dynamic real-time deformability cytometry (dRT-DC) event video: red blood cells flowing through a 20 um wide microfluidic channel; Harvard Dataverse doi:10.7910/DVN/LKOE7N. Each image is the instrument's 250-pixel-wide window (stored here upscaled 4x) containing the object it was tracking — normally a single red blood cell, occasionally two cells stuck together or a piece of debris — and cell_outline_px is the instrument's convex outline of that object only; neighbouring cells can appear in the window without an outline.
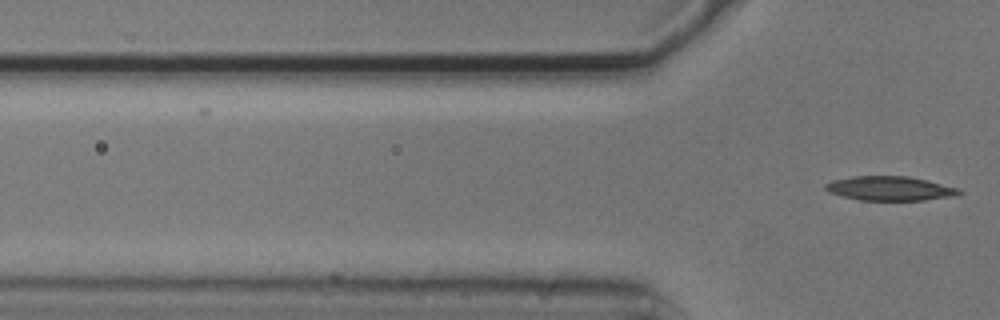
{"species": "common noctule bat (a hibernating species)", "species_latin": "Nyctalus noctula", "temperature_condition": "cold", "stored_images_in_passage": 3, "camera_frame_rate_fps": 3000, "um_per_image_px": 0.085, "animal": {"sex": "male", "body_mass_g": 20.5, "forearm_length_mm": 52.5}, "frame": {"image": 1, "passage_image": 3, "time_ms": 0.667, "image_size_px": [1000, 320], "cell_outline_px": [[964, 192], [956, 196], [924, 200], [860, 200], [840, 196], [828, 192], [824, 188], [824, 184], [832, 180], [852, 176], [908, 176], [928, 180], [960, 188]], "centroid_in_image_um": [75.65, 16.01], "position_along_channel_um": 50.1, "area_um2": 19.19}}